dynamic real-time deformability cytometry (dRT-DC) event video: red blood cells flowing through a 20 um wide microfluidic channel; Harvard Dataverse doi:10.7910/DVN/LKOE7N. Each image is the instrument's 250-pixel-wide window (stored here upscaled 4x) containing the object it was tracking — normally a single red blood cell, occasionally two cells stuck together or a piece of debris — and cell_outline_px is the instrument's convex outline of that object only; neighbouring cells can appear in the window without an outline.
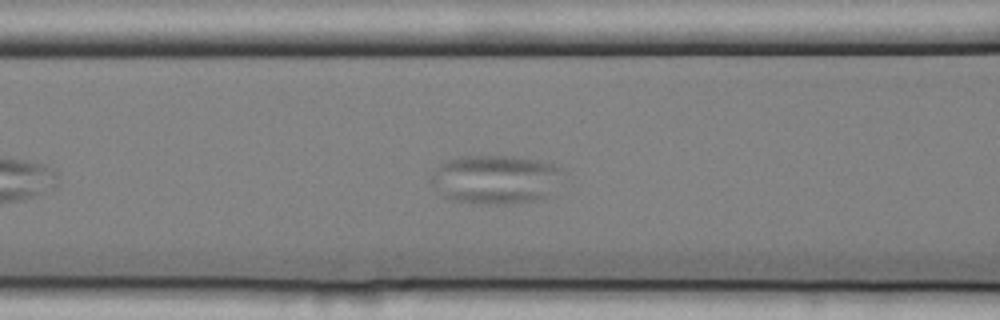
{"species": "common noctule bat (a hibernating species)", "species_latin": "Nyctalus noctula", "temperature_condition": "cold", "stored_images_in_passage": 43, "camera_frame_rate_fps": 3000, "um_per_image_px": 0.085, "animal": {"sex": "female", "body_mass_g": 25.1}, "frame": {"image": 1, "passage_image": 10, "time_ms": 3.0, "image_size_px": [1000, 320], "cell_outline_px": [[564, 172], [548, 196], [536, 200], [508, 204], [488, 204], [452, 200], [444, 196], [428, 180], [436, 168], [440, 164], [448, 160], [460, 156], [512, 156], [536, 160], [552, 164], [560, 168]], "centroid_in_image_um": [42.09, 15.24], "position_along_channel_um": 124.5, "area_um2": 37.34}}
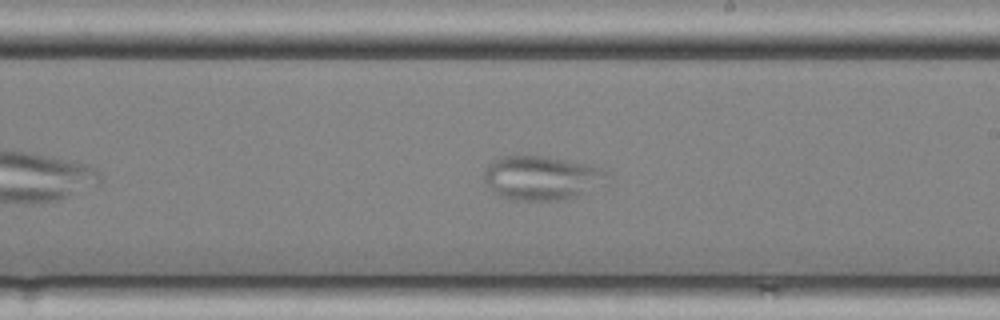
{"frame": {"image": 2, "passage_image": 20, "time_ms": 6.333, "image_size_px": [1000, 320], "cell_outline_px": [[612, 176], [608, 184], [576, 196], [560, 200], [512, 200], [500, 196], [484, 180], [484, 168], [492, 160], [500, 156], [540, 156], [592, 164], [608, 168]], "centroid_in_image_um": [46.16, 15.11], "position_along_channel_um": 242.8, "area_um2": 32.31}}
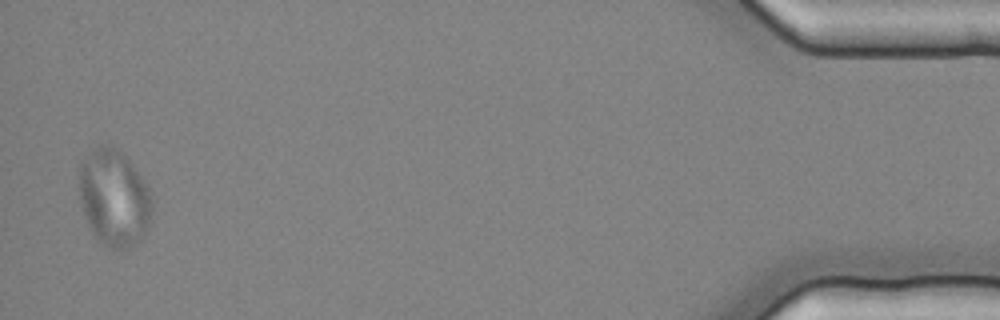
{"frame": {"image": 3, "passage_image": 42, "time_ms": 13.667, "image_size_px": [1000, 320], "cell_outline_px": [[152, 208], [148, 224], [140, 240], [128, 248], [112, 248], [104, 244], [92, 232], [84, 216], [80, 200], [80, 164], [100, 144], [112, 144], [120, 148], [128, 156], [152, 192]], "centroid_in_image_um": [9.72, 16.76], "position_along_channel_um": 425.5, "area_um2": 41.15}}